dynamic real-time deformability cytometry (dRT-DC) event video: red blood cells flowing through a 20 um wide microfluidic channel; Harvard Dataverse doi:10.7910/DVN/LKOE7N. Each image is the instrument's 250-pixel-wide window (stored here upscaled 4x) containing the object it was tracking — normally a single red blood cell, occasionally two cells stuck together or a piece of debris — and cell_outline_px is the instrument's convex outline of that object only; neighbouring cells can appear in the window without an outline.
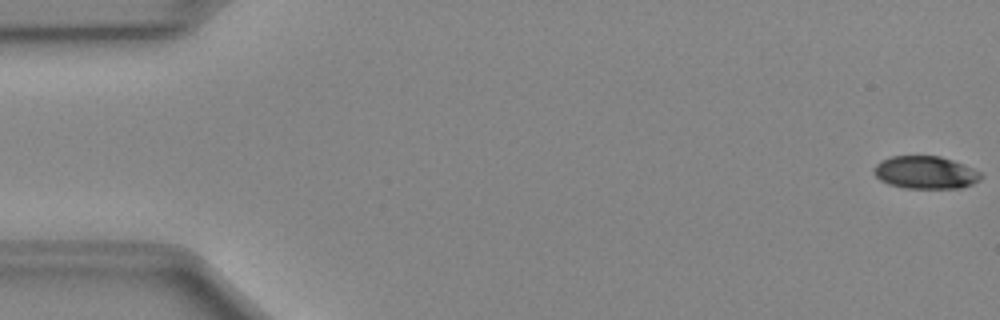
{"species": "Egyptian fruit bat (a non-hibernating species)", "species_latin": "Rousettus aegyptiacus", "temperature_condition": "cold", "stored_images_in_passage": 50, "camera_frame_rate_fps": 3000, "um_per_image_px": 0.085, "animal": {"sex": "female"}, "frame": {"image": 1, "passage_image": 1, "time_ms": 0.0, "image_size_px": [1000, 320], "cell_outline_px": [[984, 176], [980, 180], [972, 184], [960, 188], [904, 188], [888, 184], [880, 180], [872, 172], [876, 164], [880, 160], [892, 156], [940, 156], [964, 164], [980, 172]], "centroid_in_image_um": [78.66, 14.66], "position_along_channel_um": 6.3, "area_um2": 20.52}}
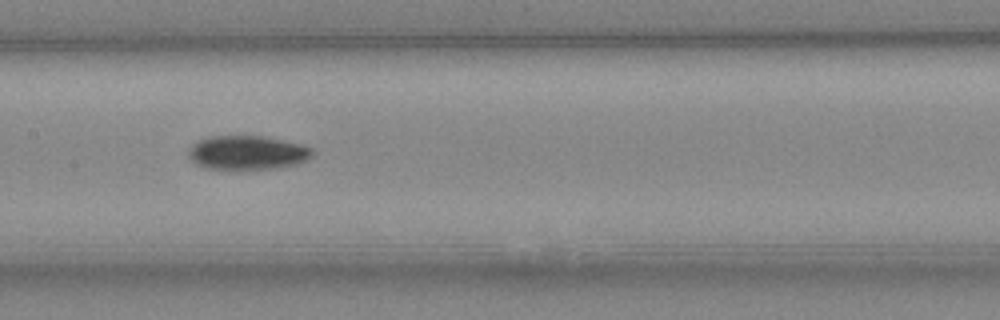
{"frame": {"image": 2, "passage_image": 25, "time_ms": 8.0, "image_size_px": [1000, 320], "cell_outline_px": [[316, 152], [312, 156], [296, 164], [276, 168], [208, 168], [196, 164], [188, 160], [188, 148], [192, 144], [208, 136], [264, 136], [300, 144], [312, 148]], "centroid_in_image_um": [21.0, 12.96], "position_along_channel_um": 186.4, "area_um2": 24.39}}
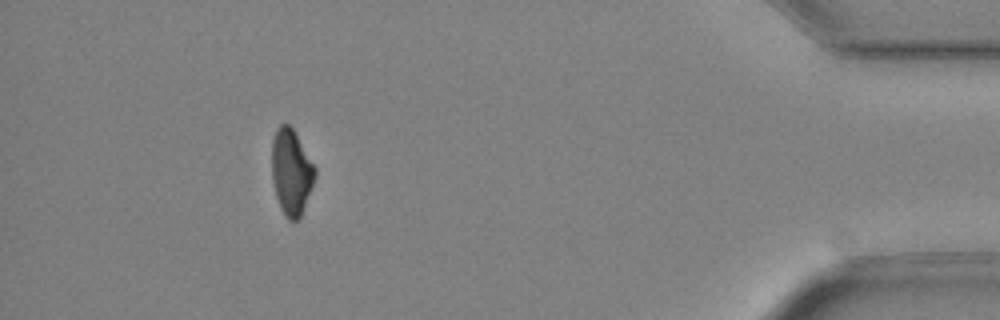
{"frame": {"image": 3, "passage_image": 46, "time_ms": 15.0, "image_size_px": [1000, 320], "cell_outline_px": [[316, 176], [300, 216], [296, 220], [288, 220], [284, 216], [280, 208], [276, 196], [272, 180], [272, 140], [276, 128], [280, 124], [288, 124], [292, 128], [316, 168]], "centroid_in_image_um": [24.74, 14.62], "position_along_channel_um": 410.5, "area_um2": 21.39}, "authors_computed_cell_mechanics": {"area_um2": 22.8021, "velocity_mm_per_s": 4.0382, "shape_relaxation_time_tau1_ms": 3.3929, "shape_relaxation_time_tau2_ms": null, "deformation_change_tau1": 0.1257, "deformation_change_tau2": null}}